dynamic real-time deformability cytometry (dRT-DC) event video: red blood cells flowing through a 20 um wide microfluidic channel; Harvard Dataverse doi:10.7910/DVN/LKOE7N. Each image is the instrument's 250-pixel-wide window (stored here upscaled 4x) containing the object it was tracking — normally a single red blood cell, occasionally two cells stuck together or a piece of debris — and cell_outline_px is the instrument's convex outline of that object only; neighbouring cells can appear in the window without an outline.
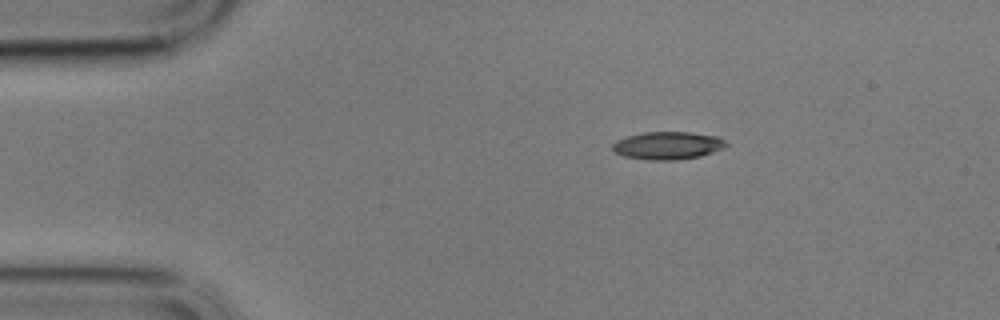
{"species": "common noctule bat (a hibernating species)", "species_latin": "Nyctalus noctula", "temperature_condition": "cold", "stored_images_in_passage": 49, "camera_frame_rate_fps": 3000, "um_per_image_px": 0.085, "animal": {"sex": "male", "body_mass_g": 17.9}, "frame": {"image": 1, "passage_image": 1, "time_ms": 0.0, "image_size_px": [1000, 320], "cell_outline_px": [[728, 144], [724, 148], [700, 156], [676, 160], [648, 160], [624, 156], [612, 152], [612, 144], [616, 140], [628, 136], [644, 132], [692, 132], [716, 136], [724, 140]], "centroid_in_image_um": [56.73, 12.37], "position_along_channel_um": 28.3, "area_um2": 18.44}}
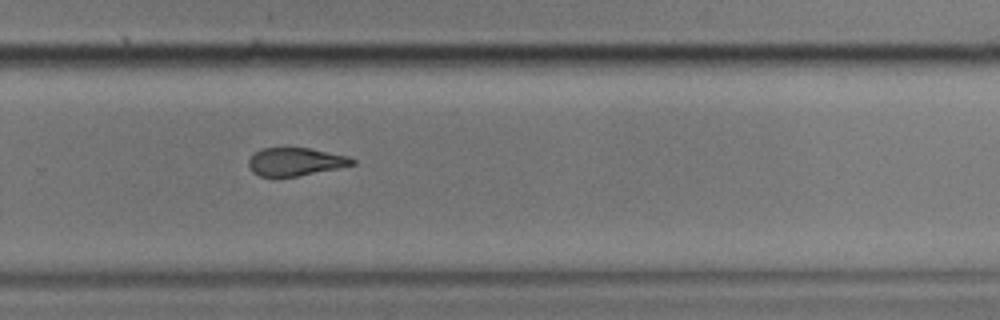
{"frame": {"image": 2, "passage_image": 30, "time_ms": 9.667, "image_size_px": [1000, 320], "cell_outline_px": [[356, 164], [296, 176], [260, 176], [252, 172], [248, 168], [248, 160], [260, 148], [308, 148], [348, 156], [356, 160]], "centroid_in_image_um": [25.09, 13.74], "position_along_channel_um": 304.7, "area_um2": 16.7}}
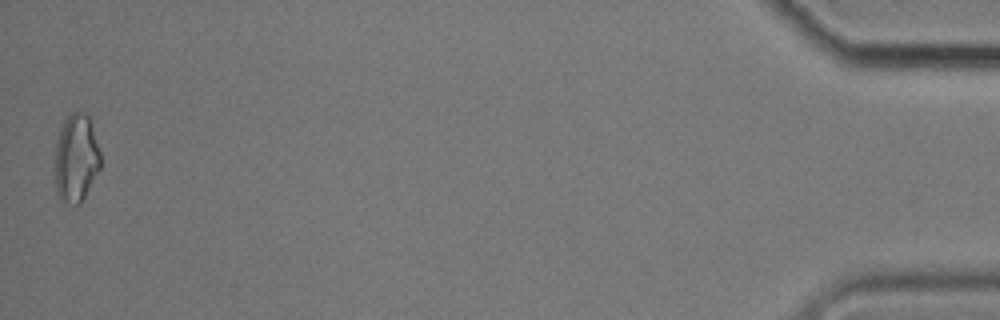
{"frame": {"image": 3, "passage_image": 49, "time_ms": 16.0, "image_size_px": [1000, 320], "cell_outline_px": [[100, 168], [80, 204], [76, 204], [60, 200], [56, 192], [56, 144], [60, 128], [64, 120], [72, 112], [84, 112], [88, 116], [100, 152]], "centroid_in_image_um": [6.47, 13.44], "position_along_channel_um": 428.7, "area_um2": 22.95}, "authors_computed_cell_mechanics": {"area_um2": 19.074, "velocity_mm_per_s": 3.4082, "shape_relaxation_time_tau1_ms": 3.8416, "shape_relaxation_time_tau2_ms": 5.6813, "deformation_change_tau1": 0.1428, "deformation_change_tau2": 0.1347}}